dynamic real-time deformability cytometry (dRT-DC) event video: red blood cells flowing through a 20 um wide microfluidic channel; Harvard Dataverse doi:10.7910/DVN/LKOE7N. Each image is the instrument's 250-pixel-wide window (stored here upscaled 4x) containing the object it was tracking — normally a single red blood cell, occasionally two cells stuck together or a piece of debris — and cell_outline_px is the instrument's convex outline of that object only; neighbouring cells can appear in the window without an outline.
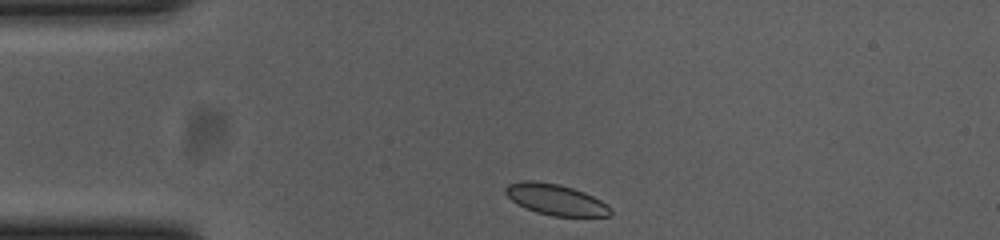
{"species": "common noctule bat (a hibernating species)", "species_latin": "Nyctalus noctula", "temperature_condition": "cold", "stored_images_in_passage": 4, "camera_frame_rate_fps": 3000, "um_per_image_px": 0.085, "animal": {"sex": "female", "body_mass_g": 23.0, "forearm_length_mm": 53.4}, "frame": {"image": 1, "passage_image": 1, "time_ms": 0.0, "image_size_px": [1000, 240], "cell_outline_px": [[612, 216], [552, 216], [536, 212], [524, 208], [512, 200], [504, 192], [504, 188], [508, 184], [520, 180], [532, 180], [560, 184], [584, 192], [608, 204], [612, 208]], "centroid_in_image_um": [47.23, 16.96], "position_along_channel_um": 37.8, "area_um2": 19.13}}